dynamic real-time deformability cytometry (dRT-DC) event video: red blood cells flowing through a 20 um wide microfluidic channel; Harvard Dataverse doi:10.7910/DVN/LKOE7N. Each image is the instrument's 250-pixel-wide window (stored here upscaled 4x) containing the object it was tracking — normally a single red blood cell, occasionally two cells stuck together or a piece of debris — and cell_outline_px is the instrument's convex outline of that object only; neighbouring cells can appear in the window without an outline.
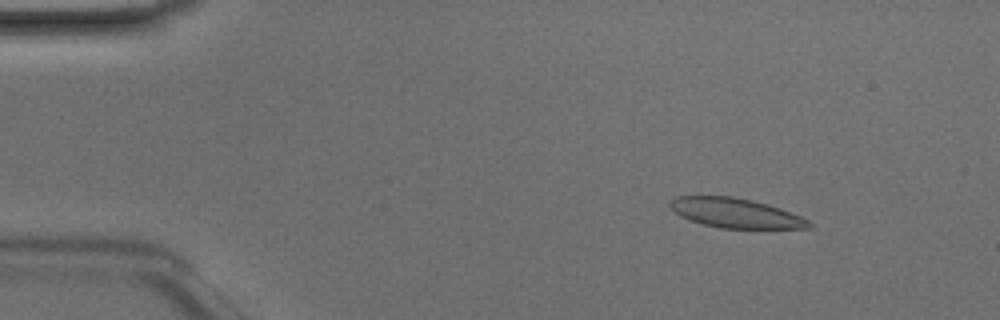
{"species": "Egyptian fruit bat (a non-hibernating species)", "species_latin": "Rousettus aegyptiacus", "temperature_condition": "room temperature", "stored_images_in_passage": 16, "camera_frame_rate_fps": 3000, "um_per_image_px": 0.085, "animal": {"sex": "male"}, "frame": {"image": 1, "passage_image": 6, "time_ms": 1.667, "image_size_px": [1000, 320], "cell_outline_px": [[812, 228], [720, 228], [704, 224], [680, 216], [668, 204], [668, 200], [676, 196], [732, 196], [752, 200], [780, 208], [800, 216], [808, 220], [812, 224]], "centroid_in_image_um": [62.5, 18.1], "position_along_channel_um": 22.5, "area_um2": 23.76}}
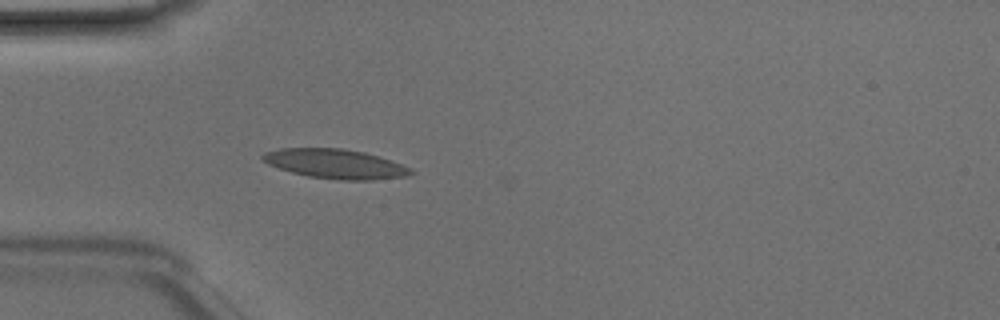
{"frame": {"image": 2, "passage_image": 14, "time_ms": 4.333, "image_size_px": [1000, 320], "cell_outline_px": [[416, 172], [404, 176], [372, 180], [344, 180], [308, 176], [292, 172], [268, 164], [260, 156], [264, 152], [280, 148], [344, 148], [364, 152], [412, 168]], "centroid_in_image_um": [28.48, 13.92], "position_along_channel_um": 56.5, "area_um2": 25.14}}